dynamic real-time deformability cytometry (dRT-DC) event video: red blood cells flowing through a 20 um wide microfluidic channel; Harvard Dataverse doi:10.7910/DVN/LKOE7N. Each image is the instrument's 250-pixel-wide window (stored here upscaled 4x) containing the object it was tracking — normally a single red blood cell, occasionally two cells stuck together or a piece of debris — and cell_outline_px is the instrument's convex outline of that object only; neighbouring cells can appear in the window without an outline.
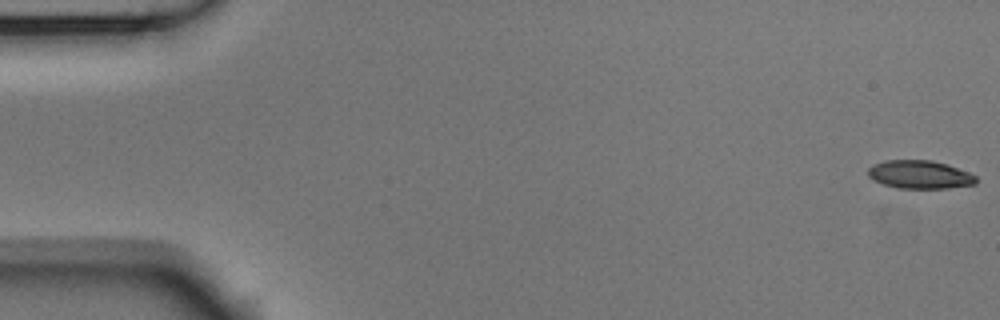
{"species": "Egyptian fruit bat (a non-hibernating species)", "species_latin": "Rousettus aegyptiacus", "temperature_condition": "room temperature", "stored_images_in_passage": 54, "camera_frame_rate_fps": 3000, "um_per_image_px": 0.085, "animal": {"sex": "male"}, "frame": {"image": 1, "passage_image": 1, "time_ms": 0.0, "image_size_px": [1000, 320], "cell_outline_px": [[976, 184], [948, 188], [896, 188], [872, 180], [868, 176], [868, 168], [872, 164], [884, 160], [932, 160], [948, 164], [968, 172], [976, 176]], "centroid_in_image_um": [78.15, 14.83], "position_along_channel_um": 6.8, "area_um2": 17.92}}
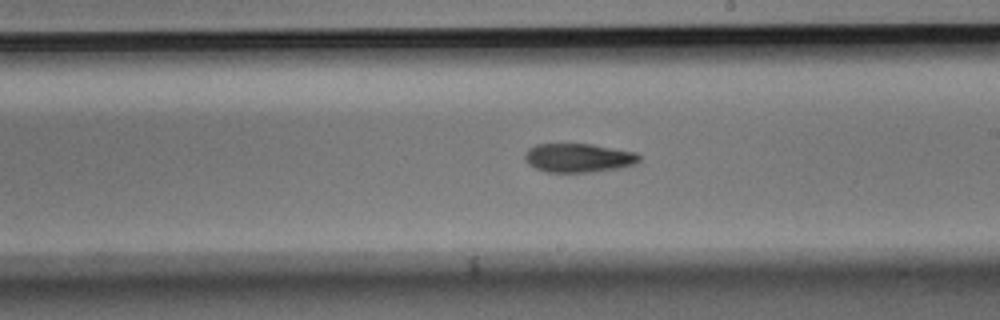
{"frame": {"image": 2, "passage_image": 31, "time_ms": 10.0, "image_size_px": [1000, 320], "cell_outline_px": [[640, 160], [636, 164], [616, 168], [592, 172], [548, 172], [536, 168], [528, 164], [524, 156], [524, 152], [528, 148], [536, 144], [592, 144], [636, 152], [640, 156]], "centroid_in_image_um": [49.16, 13.41], "position_along_channel_um": 239.8, "area_um2": 19.25}}
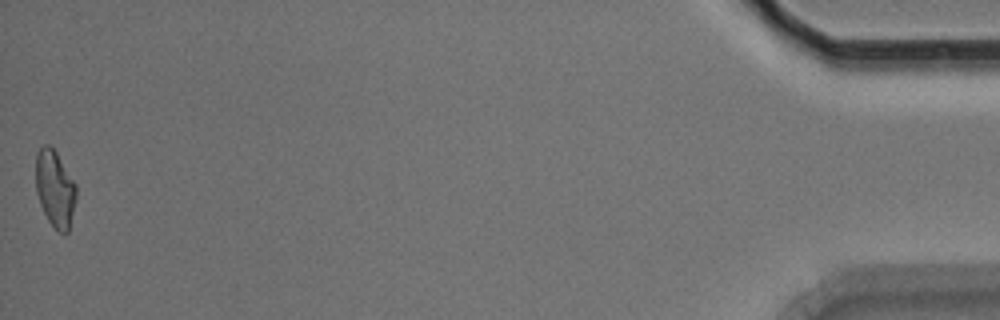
{"frame": {"image": 3, "passage_image": 54, "time_ms": 17.667, "image_size_px": [1000, 320], "cell_outline_px": [[76, 200], [68, 232], [64, 236], [48, 220], [40, 204], [36, 192], [36, 152], [44, 144], [48, 144], [56, 152], [76, 184]], "centroid_in_image_um": [4.67, 16.04], "position_along_channel_um": 430.5, "area_um2": 18.03}, "authors_computed_cell_mechanics": {"area_um2": 18.9873, "velocity_mm_per_s": 3.7411, "shape_relaxation_time_tau1_ms": 6.318, "shape_relaxation_time_tau2_ms": 4.0078, "deformation_change_tau1": 0.1716, "deformation_change_tau2": 0.1178}}